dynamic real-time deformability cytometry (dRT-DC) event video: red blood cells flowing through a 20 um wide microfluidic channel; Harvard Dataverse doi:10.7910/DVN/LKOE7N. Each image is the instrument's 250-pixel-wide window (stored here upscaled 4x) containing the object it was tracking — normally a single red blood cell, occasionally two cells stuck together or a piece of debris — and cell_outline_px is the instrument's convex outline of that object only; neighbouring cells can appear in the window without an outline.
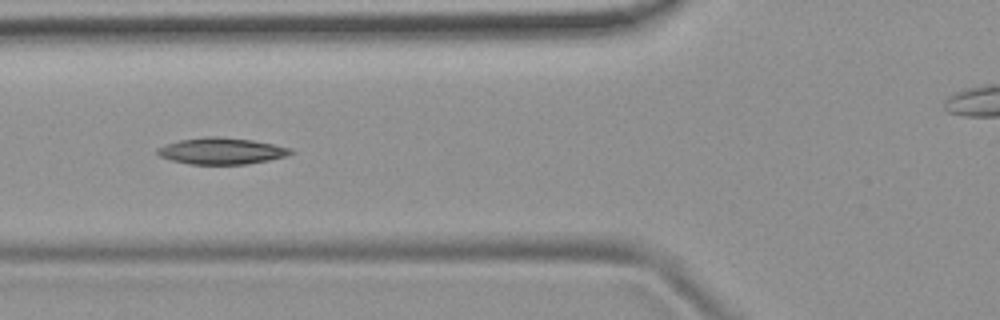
{"species": "common noctule bat (a hibernating species)", "species_latin": "Nyctalus noctula", "temperature_condition": "room temperature", "stored_images_in_passage": 6, "camera_frame_rate_fps": 3000, "um_per_image_px": 0.085, "animal": {"sex": "female", "body_mass_g": 19.9}, "frame": {"image": 1, "passage_image": 5, "time_ms": 1.333, "image_size_px": [1000, 320], "cell_outline_px": [[296, 152], [288, 156], [268, 160], [244, 164], [192, 164], [172, 160], [160, 156], [156, 152], [156, 148], [180, 140], [208, 136], [216, 136], [252, 140], [292, 148]], "centroid_in_image_um": [18.87, 12.83], "position_along_channel_um": 106.9, "area_um2": 20.4}}
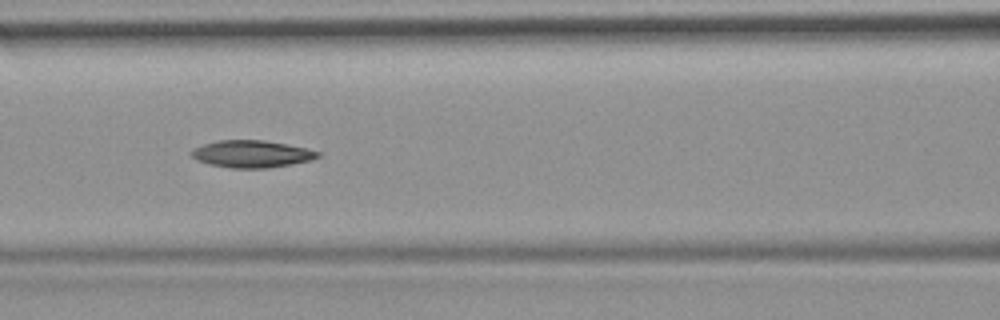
{"frame": {"image": 2, "passage_image": 6, "time_ms": 1.667, "image_size_px": [1000, 320], "cell_outline_px": [[324, 152], [320, 156], [312, 160], [292, 164], [268, 168], [232, 168], [208, 164], [196, 160], [188, 152], [192, 148], [216, 140], [264, 140], [308, 148]], "centroid_in_image_um": [21.41, 13.08], "position_along_channel_um": 145.2, "area_um2": 20.35}}